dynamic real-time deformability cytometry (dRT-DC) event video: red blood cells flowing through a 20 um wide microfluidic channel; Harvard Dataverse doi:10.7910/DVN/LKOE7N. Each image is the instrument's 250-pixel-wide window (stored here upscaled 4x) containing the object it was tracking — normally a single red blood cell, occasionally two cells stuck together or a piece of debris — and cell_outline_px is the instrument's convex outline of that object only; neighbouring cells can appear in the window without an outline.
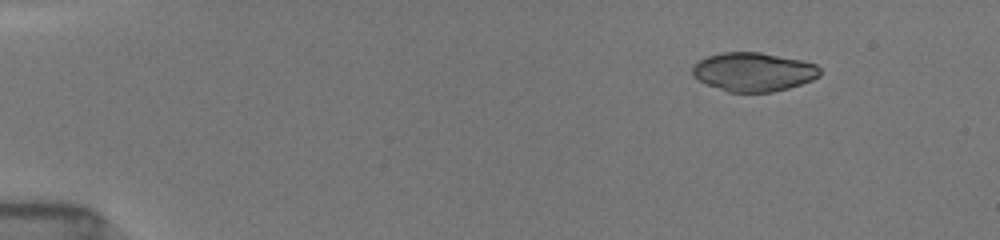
{"species": "common noctule bat (a hibernating species)", "species_latin": "Nyctalus noctula", "temperature_condition": "room temperature", "stored_images_in_passage": 9, "camera_frame_rate_fps": 3000, "um_per_image_px": 0.085, "animal": {"sex": "female", "body_mass_g": 19.5, "forearm_length_mm": 54.1}, "frame": {"image": 1, "passage_image": 1, "time_ms": 0.0, "image_size_px": [1000, 240], "cell_outline_px": [[820, 76], [812, 80], [788, 88], [772, 92], [728, 92], [708, 84], [692, 76], [692, 68], [700, 60], [708, 56], [724, 52], [760, 52], [800, 60], [816, 64], [820, 68]], "centroid_in_image_um": [64.06, 6.11], "position_along_channel_um": 20.9, "area_um2": 28.61}}
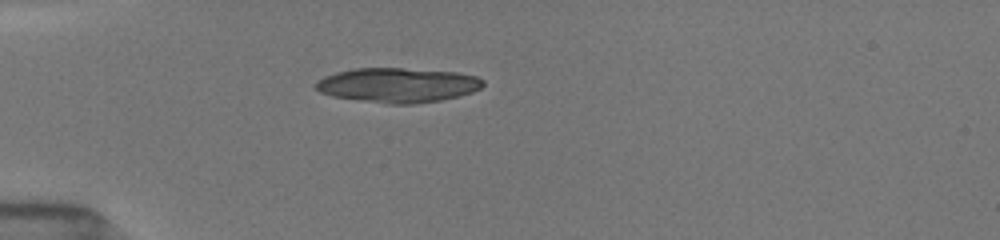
{"frame": {"image": 2, "passage_image": 8, "time_ms": 3.0, "image_size_px": [1000, 240], "cell_outline_px": [[484, 84], [480, 88], [472, 92], [460, 96], [440, 100], [412, 104], [388, 104], [332, 96], [320, 92], [312, 84], [316, 80], [324, 76], [336, 72], [352, 68], [404, 68], [456, 72], [476, 76], [484, 80]], "centroid_in_image_um": [33.78, 7.23], "position_along_channel_um": 51.2, "area_um2": 33.93}}